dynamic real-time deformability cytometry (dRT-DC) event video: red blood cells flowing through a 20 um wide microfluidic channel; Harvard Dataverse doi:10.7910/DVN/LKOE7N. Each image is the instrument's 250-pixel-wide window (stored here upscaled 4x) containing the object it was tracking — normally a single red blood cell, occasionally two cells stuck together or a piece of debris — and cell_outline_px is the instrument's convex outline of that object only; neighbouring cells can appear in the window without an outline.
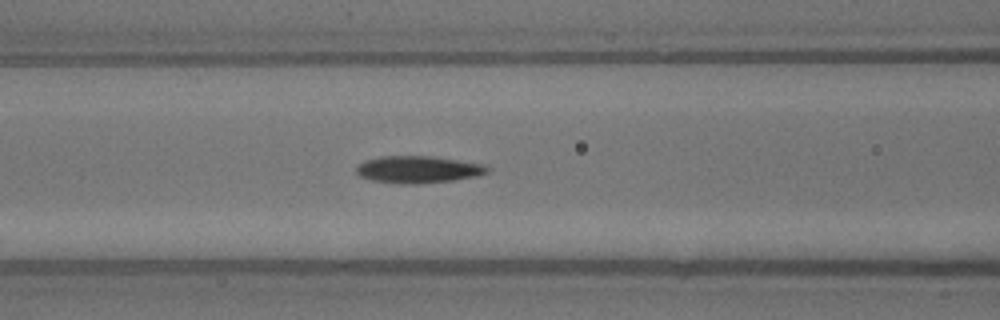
{"species": "common noctule bat (a hibernating species)", "species_latin": "Nyctalus noctula", "temperature_condition": "warm", "stored_images_in_passage": 25, "camera_frame_rate_fps": 3000, "um_per_image_px": 0.085, "animal": {"sex": "male", "body_mass_g": 13.3}, "frame": {"image": 1, "passage_image": 4, "time_ms": 1.0, "image_size_px": [1000, 320], "cell_outline_px": [[488, 172], [476, 176], [452, 180], [412, 184], [396, 184], [372, 180], [360, 176], [356, 172], [356, 164], [364, 160], [380, 156], [432, 156], [484, 164], [488, 168]], "centroid_in_image_um": [35.47, 14.4], "position_along_channel_um": 131.1, "area_um2": 20.69}}
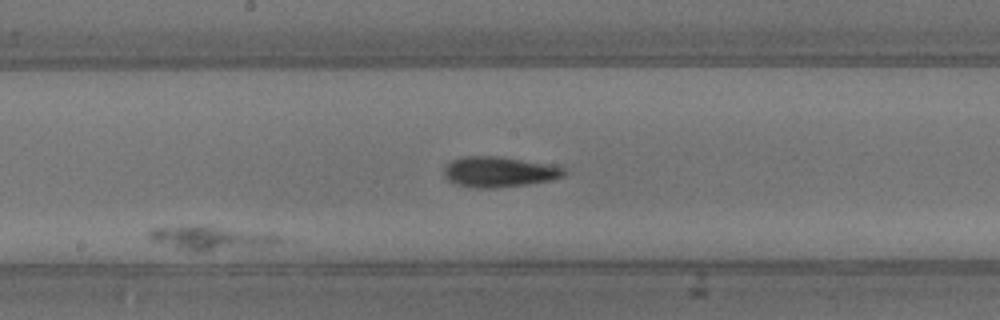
{"frame": {"image": 2, "passage_image": 8, "time_ms": 2.333, "image_size_px": [1000, 320], "cell_outline_px": [[280, 240], [268, 244], [204, 252], [192, 252], [176, 248], [152, 240], [148, 236], [148, 232], [152, 228], [196, 224], [208, 224], [280, 236]], "centroid_in_image_um": [17.73, 20.2], "position_along_channel_um": 230.5, "area_um2": 18.03}}
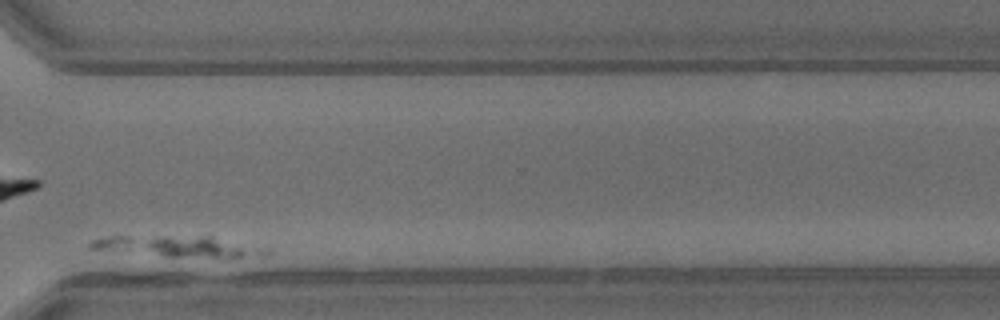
{"frame": {"image": 3, "passage_image": 17, "time_ms": 5.333, "image_size_px": [1000, 320], "cell_outline_px": [[272, 252], [244, 256], [168, 256], [124, 252], [88, 248], [88, 240], [104, 236], [208, 232], [268, 248]], "centroid_in_image_um": [15.12, 20.82], "position_along_channel_um": 355.5, "area_um2": 23.12}}